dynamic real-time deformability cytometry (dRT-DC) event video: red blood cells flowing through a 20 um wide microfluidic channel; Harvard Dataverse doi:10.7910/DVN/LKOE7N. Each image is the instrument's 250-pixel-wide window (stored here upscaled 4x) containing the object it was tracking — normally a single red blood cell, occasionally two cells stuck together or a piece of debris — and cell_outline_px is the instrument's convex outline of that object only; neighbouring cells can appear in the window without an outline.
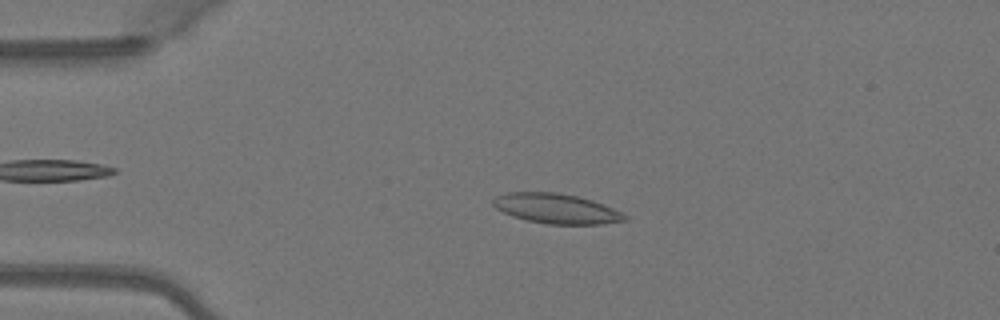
{"species": "Egyptian fruit bat (a non-hibernating species)", "species_latin": "Rousettus aegyptiacus", "temperature_condition": "warm", "stored_images_in_passage": 49, "camera_frame_rate_fps": 3000, "um_per_image_px": 0.085, "animal": {"sex": "female"}, "frame": {"image": 1, "passage_image": 10, "time_ms": 3.0, "image_size_px": [1000, 320], "cell_outline_px": [[628, 220], [604, 224], [548, 224], [528, 220], [512, 216], [496, 208], [492, 204], [492, 200], [496, 196], [508, 192], [556, 192], [576, 196], [592, 200], [604, 204], [628, 216]], "centroid_in_image_um": [47.29, 17.73], "position_along_channel_um": 37.7, "area_um2": 22.89}}
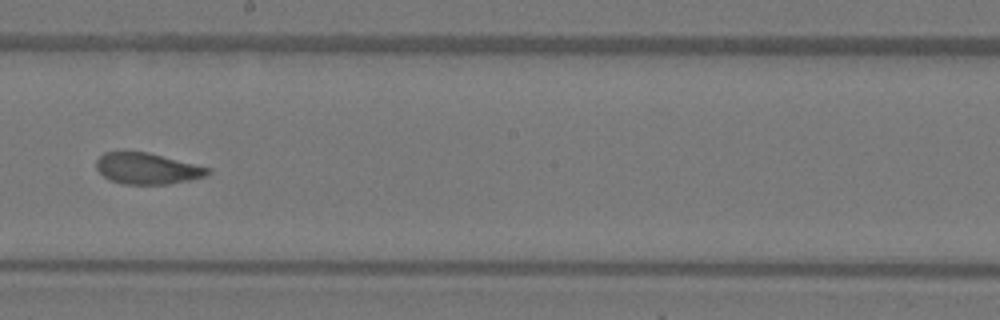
{"frame": {"image": 2, "passage_image": 27, "time_ms": 8.667, "image_size_px": [1000, 320], "cell_outline_px": [[212, 172], [204, 176], [188, 180], [168, 184], [124, 184], [112, 180], [104, 176], [96, 168], [96, 160], [104, 152], [148, 152], [208, 168]], "centroid_in_image_um": [12.48, 14.32], "position_along_channel_um": 235.7, "area_um2": 19.83}}
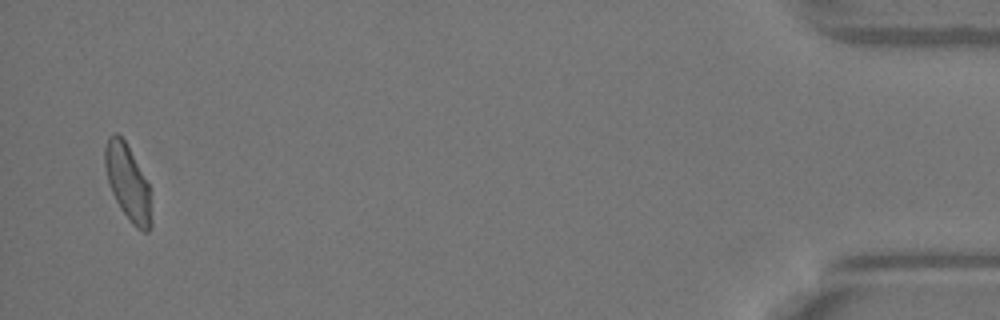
{"frame": {"image": 3, "passage_image": 47, "time_ms": 15.333, "image_size_px": [1000, 320], "cell_outline_px": [[152, 224], [148, 232], [144, 232], [136, 228], [132, 224], [120, 208], [112, 192], [108, 180], [104, 164], [104, 148], [108, 136], [112, 132], [116, 132], [124, 140], [148, 184], [152, 220]], "centroid_in_image_um": [10.85, 15.53], "position_along_channel_um": 424.4, "area_um2": 20.17}}